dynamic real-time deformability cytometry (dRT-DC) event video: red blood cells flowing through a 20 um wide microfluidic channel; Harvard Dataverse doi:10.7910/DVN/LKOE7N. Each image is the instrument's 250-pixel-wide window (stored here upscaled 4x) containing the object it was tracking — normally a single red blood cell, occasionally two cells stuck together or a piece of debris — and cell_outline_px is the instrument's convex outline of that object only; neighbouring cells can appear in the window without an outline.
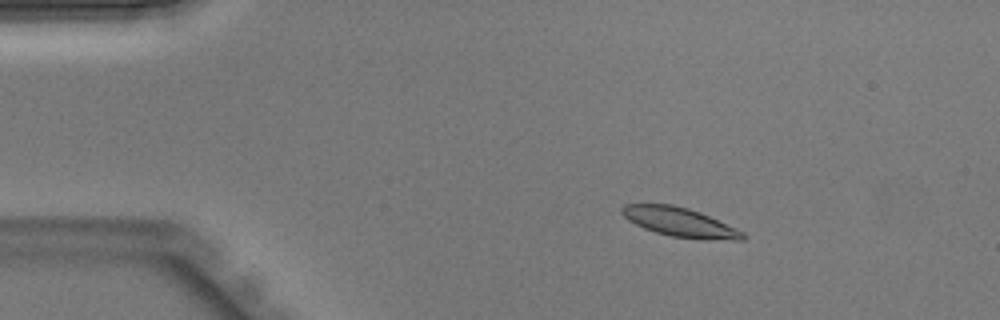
{"species": "Egyptian fruit bat (a non-hibernating species)", "species_latin": "Rousettus aegyptiacus", "temperature_condition": "warm", "stored_images_in_passage": 44, "camera_frame_rate_fps": 3000, "um_per_image_px": 0.085, "animal": {"sex": "male"}, "frame": {"image": 1, "passage_image": 7, "time_ms": 2.0, "image_size_px": [1000, 320], "cell_outline_px": [[748, 236], [744, 240], [704, 240], [672, 236], [656, 232], [644, 228], [628, 220], [620, 212], [620, 208], [624, 204], [672, 204], [688, 208], [700, 212], [736, 228], [744, 232]], "centroid_in_image_um": [57.82, 18.89], "position_along_channel_um": 27.2, "area_um2": 20.63}}
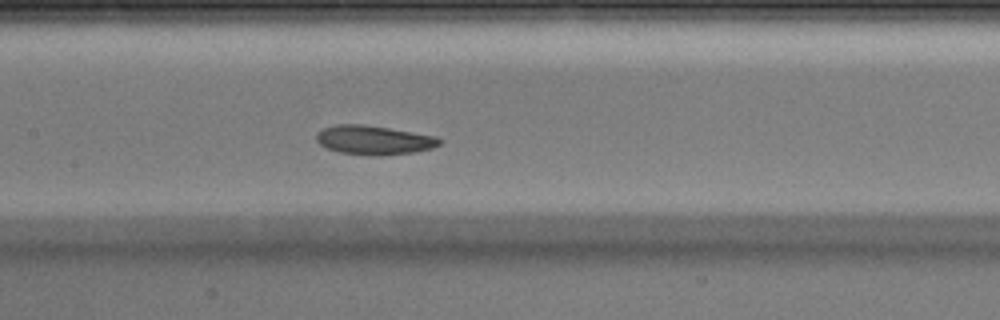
{"frame": {"image": 2, "passage_image": 21, "time_ms": 6.667, "image_size_px": [1000, 320], "cell_outline_px": [[444, 140], [440, 144], [432, 148], [412, 152], [380, 156], [340, 152], [328, 148], [320, 144], [316, 140], [316, 132], [324, 128], [336, 124], [364, 124], [436, 136]], "centroid_in_image_um": [31.78, 11.89], "position_along_channel_um": 175.6, "area_um2": 20.75}}
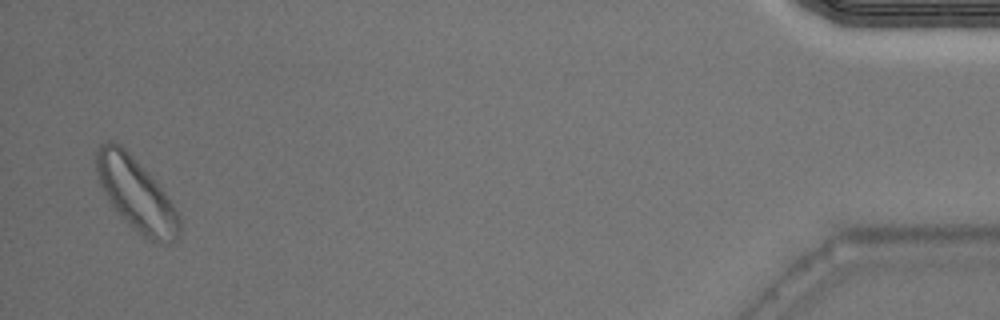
{"frame": {"image": 3, "passage_image": 43, "time_ms": 14.0, "image_size_px": [1000, 320], "cell_outline_px": [[180, 232], [176, 240], [172, 244], [168, 244], [152, 240], [144, 236], [108, 200], [100, 184], [96, 172], [96, 152], [100, 144], [108, 140], [112, 140], [120, 144], [136, 160], [160, 188], [172, 204], [180, 220]], "centroid_in_image_um": [11.56, 16.47], "position_along_channel_um": 423.6, "area_um2": 33.81}}